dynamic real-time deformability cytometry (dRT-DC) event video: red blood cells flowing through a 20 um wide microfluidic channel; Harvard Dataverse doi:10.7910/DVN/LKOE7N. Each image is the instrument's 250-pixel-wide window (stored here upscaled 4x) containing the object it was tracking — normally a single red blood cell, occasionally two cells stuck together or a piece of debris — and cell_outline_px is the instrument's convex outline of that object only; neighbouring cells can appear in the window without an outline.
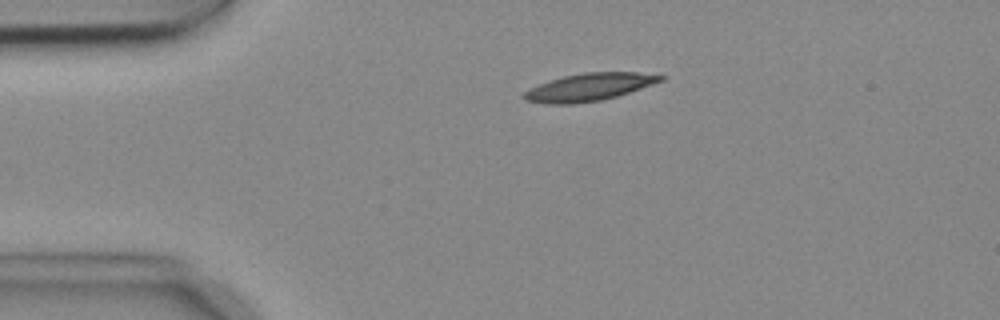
{"species": "common noctule bat (a hibernating species)", "species_latin": "Nyctalus noctula", "temperature_condition": "cold", "stored_images_in_passage": 4, "camera_frame_rate_fps": 3000, "um_per_image_px": 0.085, "animal": {"sex": "female", "body_mass_g": 18.4}, "frame": {"image": 1, "passage_image": 3, "time_ms": 0.667, "image_size_px": [1000, 320], "cell_outline_px": [[664, 80], [616, 96], [600, 100], [572, 104], [548, 104], [524, 100], [524, 92], [540, 84], [564, 76], [584, 72], [636, 72], [664, 76]], "centroid_in_image_um": [50.07, 7.4], "position_along_channel_um": 34.9, "area_um2": 21.44}}